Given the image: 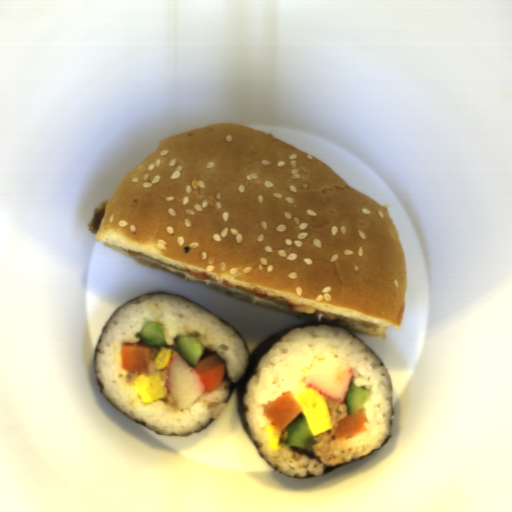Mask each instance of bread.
Returning <instances> with one entry per match:
<instances>
[{
	"instance_id": "bread-1",
	"label": "bread",
	"mask_w": 512,
	"mask_h": 512,
	"mask_svg": "<svg viewBox=\"0 0 512 512\" xmlns=\"http://www.w3.org/2000/svg\"><path fill=\"white\" fill-rule=\"evenodd\" d=\"M95 237L141 263L307 322L378 338L402 323L406 259L386 208L316 157L242 124L159 142L120 178Z\"/></svg>"
}]
</instances>
